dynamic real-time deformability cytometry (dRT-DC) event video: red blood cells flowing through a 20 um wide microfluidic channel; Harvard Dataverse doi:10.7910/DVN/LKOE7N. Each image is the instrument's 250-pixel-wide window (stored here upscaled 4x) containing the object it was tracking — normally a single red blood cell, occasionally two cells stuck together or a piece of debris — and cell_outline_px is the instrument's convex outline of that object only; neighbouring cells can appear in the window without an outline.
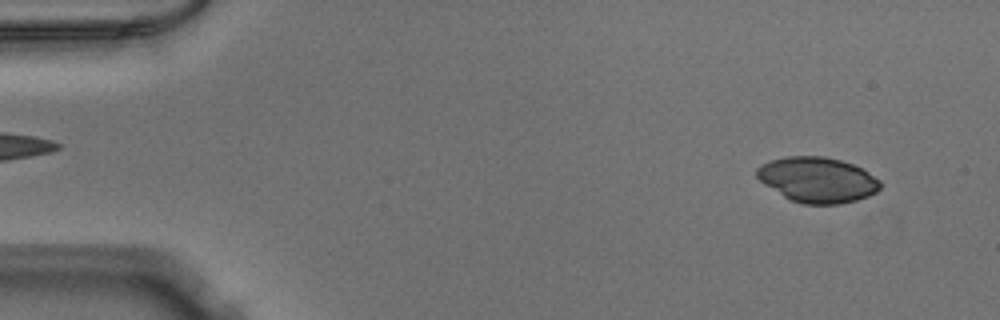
{"species": "Egyptian fruit bat (a non-hibernating species)", "species_latin": "Rousettus aegyptiacus", "temperature_condition": "warm", "stored_images_in_passage": 51, "camera_frame_rate_fps": 3000, "um_per_image_px": 0.085, "animal": {"sex": "male"}, "frame": {"image": 1, "passage_image": 4, "time_ms": 1.0, "image_size_px": [1000, 320], "cell_outline_px": [[880, 188], [876, 192], [868, 196], [856, 200], [840, 204], [804, 204], [792, 200], [784, 196], [764, 184], [756, 176], [756, 168], [772, 160], [784, 156], [824, 156], [840, 160], [852, 164], [868, 172], [880, 180]], "centroid_in_image_um": [69.49, 15.28], "position_along_channel_um": 15.5, "area_um2": 32.37}}
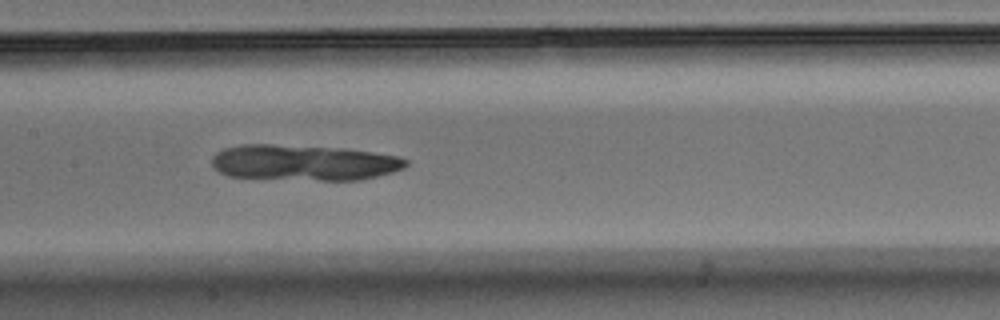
{"frame": {"image": 2, "passage_image": 25, "time_ms": 8.0, "image_size_px": [1000, 320], "cell_outline_px": [[408, 164], [404, 168], [392, 172], [360, 180], [320, 180], [228, 176], [220, 172], [212, 164], [212, 156], [216, 152], [224, 148], [240, 144], [272, 144], [344, 148], [400, 156], [408, 160]], "centroid_in_image_um": [25.84, 13.81], "position_along_channel_um": 181.6, "area_um2": 40.46}}
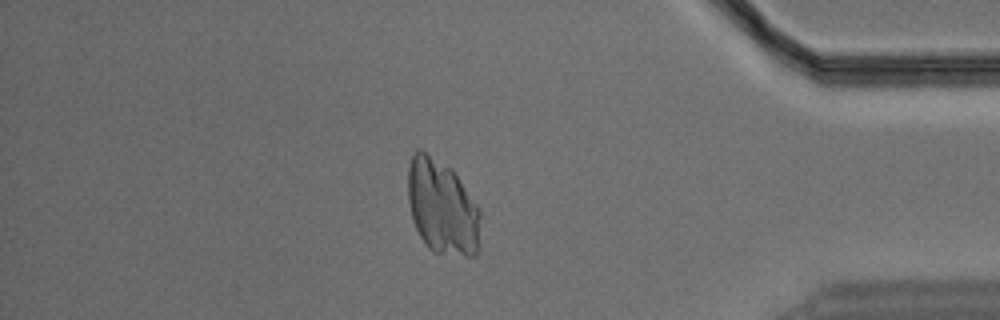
{"frame": {"image": 3, "passage_image": 44, "time_ms": 14.333, "image_size_px": [1000, 320], "cell_outline_px": [[480, 252], [476, 256], [464, 256], [436, 252], [428, 248], [424, 244], [412, 220], [408, 200], [408, 168], [412, 156], [420, 148], [452, 168], [480, 208]], "centroid_in_image_um": [37.61, 17.63], "position_along_channel_um": 397.6, "area_um2": 40.63}}